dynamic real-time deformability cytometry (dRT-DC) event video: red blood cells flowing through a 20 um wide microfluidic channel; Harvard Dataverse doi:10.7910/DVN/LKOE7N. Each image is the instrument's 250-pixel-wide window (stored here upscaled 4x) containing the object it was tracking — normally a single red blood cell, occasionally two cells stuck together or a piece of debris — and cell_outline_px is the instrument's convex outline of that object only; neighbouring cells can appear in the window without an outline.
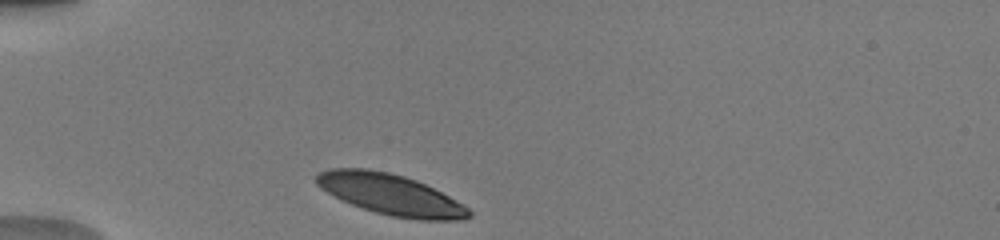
{"species": "human", "species_latin": "Homo sapiens", "temperature_condition": "warm", "stored_images_in_passage": 31, "camera_frame_rate_fps": 3000, "um_per_image_px": 0.085, "donor": {"sex": "male"}, "frame": {"image": 1, "passage_image": 1, "time_ms": 0.0, "image_size_px": [1000, 240], "cell_outline_px": [[472, 216], [464, 220], [420, 220], [392, 216], [376, 212], [352, 204], [320, 188], [316, 184], [316, 176], [320, 172], [332, 168], [368, 168], [388, 172], [404, 176], [416, 180], [456, 200], [468, 208], [472, 212]], "centroid_in_image_um": [33.23, 16.53], "position_along_channel_um": 51.8, "area_um2": 35.89}}
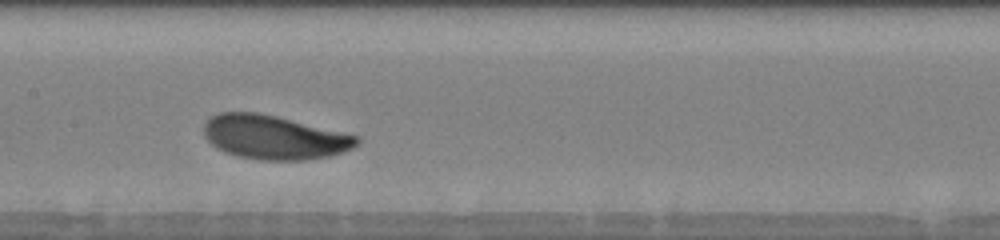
{"frame": {"image": 2, "passage_image": 13, "time_ms": 4.0, "image_size_px": [1000, 240], "cell_outline_px": [[360, 144], [344, 152], [332, 156], [304, 160], [260, 160], [236, 156], [224, 152], [216, 148], [204, 136], [204, 124], [212, 116], [220, 112], [256, 112], [276, 116], [360, 136]], "centroid_in_image_um": [23.32, 11.68], "position_along_channel_um": 184.1, "area_um2": 39.42}}
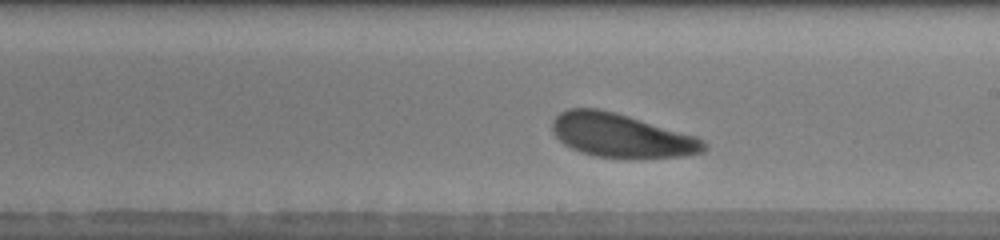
{"frame": {"image": 3, "passage_image": 17, "time_ms": 5.333, "image_size_px": [1000, 240], "cell_outline_px": [[708, 148], [704, 152], [684, 156], [632, 160], [596, 156], [580, 152], [564, 144], [552, 132], [552, 120], [560, 112], [568, 108], [600, 108], [616, 112], [696, 136], [708, 144]], "centroid_in_image_um": [52.83, 11.54], "position_along_channel_um": 236.2, "area_um2": 39.36}, "authors_computed_cell_mechanics": {"area_um2": 38.9572, "velocity_mm_per_s": 3.912, "shape_relaxation_time_tau1_ms": 1.2075, "shape_relaxation_time_tau2_ms": null, "deformation_change_tau1": 0.1154, "deformation_change_tau2": null}}